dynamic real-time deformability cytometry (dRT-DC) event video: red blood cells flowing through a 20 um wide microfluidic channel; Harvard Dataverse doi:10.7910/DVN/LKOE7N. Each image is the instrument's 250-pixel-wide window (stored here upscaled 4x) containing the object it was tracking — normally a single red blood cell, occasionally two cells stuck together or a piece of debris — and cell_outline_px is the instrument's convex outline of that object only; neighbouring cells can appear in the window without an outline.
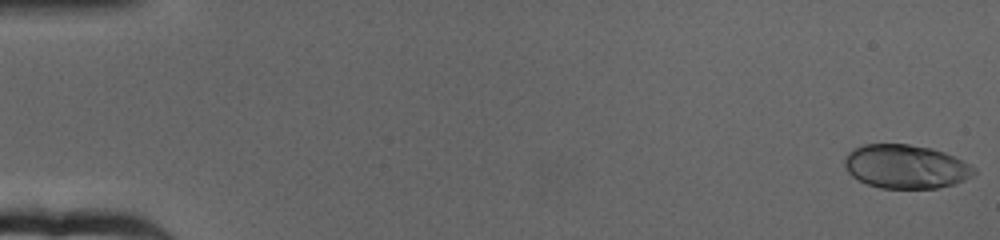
{"species": "human", "species_latin": "Homo sapiens", "temperature_condition": "cold", "stored_images_in_passage": 65, "camera_frame_rate_fps": 3000, "um_per_image_px": 0.085, "donor": {"sex": "female"}, "frame": {"image": 1, "passage_image": 1, "time_ms": 0.0, "image_size_px": [1000, 240], "cell_outline_px": [[976, 172], [972, 176], [964, 180], [952, 184], [936, 188], [880, 188], [868, 184], [852, 176], [848, 172], [844, 164], [844, 160], [848, 152], [852, 148], [864, 144], [908, 144], [932, 148], [944, 152], [976, 168]], "centroid_in_image_um": [76.96, 14.15], "position_along_channel_um": 8.0, "area_um2": 32.89}}
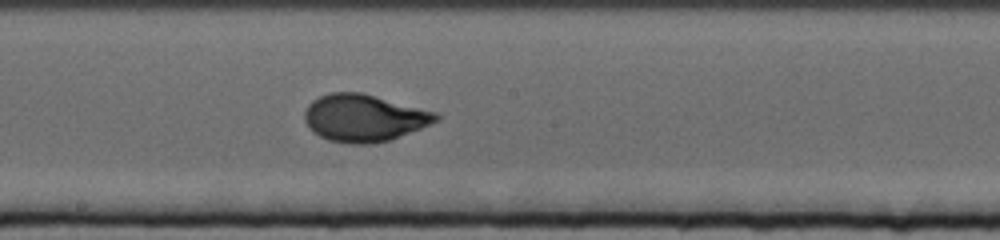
{"frame": {"image": 2, "passage_image": 36, "time_ms": 11.667, "image_size_px": [1000, 240], "cell_outline_px": [[440, 116], [436, 120], [420, 128], [392, 140], [372, 144], [348, 144], [328, 140], [312, 132], [308, 128], [304, 120], [304, 112], [308, 104], [312, 100], [328, 92], [360, 92], [436, 112]], "centroid_in_image_um": [30.88, 10.03], "position_along_channel_um": 217.3, "area_um2": 36.18}}
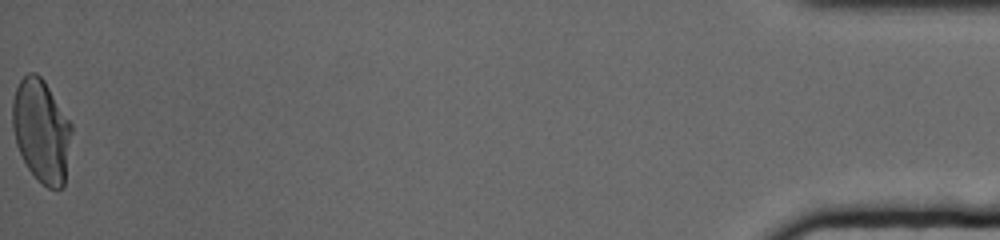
{"frame": {"image": 3, "passage_image": 65, "time_ms": 21.333, "image_size_px": [1000, 240], "cell_outline_px": [[72, 132], [64, 188], [56, 192], [48, 188], [28, 168], [16, 144], [12, 128], [12, 100], [16, 88], [20, 80], [28, 72], [36, 72], [44, 80], [72, 124]], "centroid_in_image_um": [3.53, 11.13], "position_along_channel_um": 431.7, "area_um2": 35.66}, "authors_computed_cell_mechanics": {"area_um2": 34.3332, "velocity_mm_per_s": 3.1691, "shape_relaxation_time_tau1_ms": 4.7275, "shape_relaxation_time_tau2_ms": null, "deformation_change_tau1": 0.1978, "deformation_change_tau2": null}}